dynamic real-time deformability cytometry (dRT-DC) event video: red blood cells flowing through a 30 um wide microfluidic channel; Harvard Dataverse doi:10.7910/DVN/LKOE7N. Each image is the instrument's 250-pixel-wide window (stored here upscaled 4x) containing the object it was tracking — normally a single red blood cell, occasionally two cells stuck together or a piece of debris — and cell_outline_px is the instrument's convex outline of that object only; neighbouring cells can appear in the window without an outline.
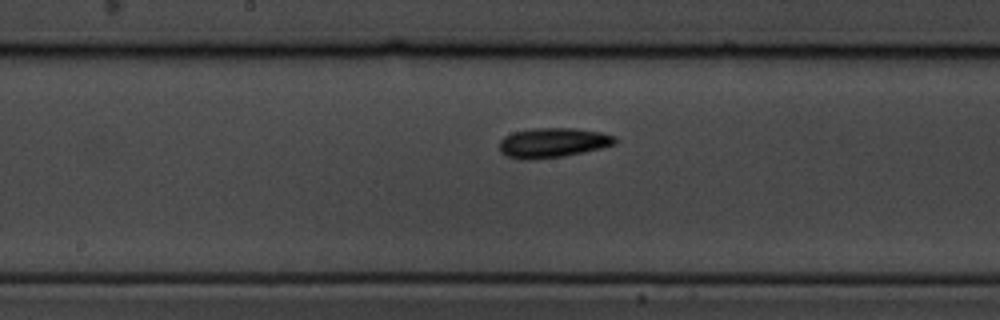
{"species": "common noctule bat (a hibernating species)", "species_latin": "Nyctalus noctula", "temperature_condition": "cold", "stored_images_in_passage": 11, "segment_of_instrument_passage": [2, 2], "camera_frame_rate_fps": 3000, "um_per_image_px": 0.085, "animal": {"sex": "male", "body_mass_g": 19.5, "forearm_length_mm": 54.6}, "frame": {"image": 1, "passage_image": 11, "time_ms": 3.333, "image_size_px": [1000, 320], "cell_outline_px": [[616, 144], [600, 148], [560, 156], [508, 156], [500, 152], [500, 140], [504, 136], [512, 132], [536, 128], [572, 128], [600, 132], [616, 136]], "centroid_in_image_um": [47.04, 12.06], "position_along_channel_um": 201.2, "area_um2": 18.96}}